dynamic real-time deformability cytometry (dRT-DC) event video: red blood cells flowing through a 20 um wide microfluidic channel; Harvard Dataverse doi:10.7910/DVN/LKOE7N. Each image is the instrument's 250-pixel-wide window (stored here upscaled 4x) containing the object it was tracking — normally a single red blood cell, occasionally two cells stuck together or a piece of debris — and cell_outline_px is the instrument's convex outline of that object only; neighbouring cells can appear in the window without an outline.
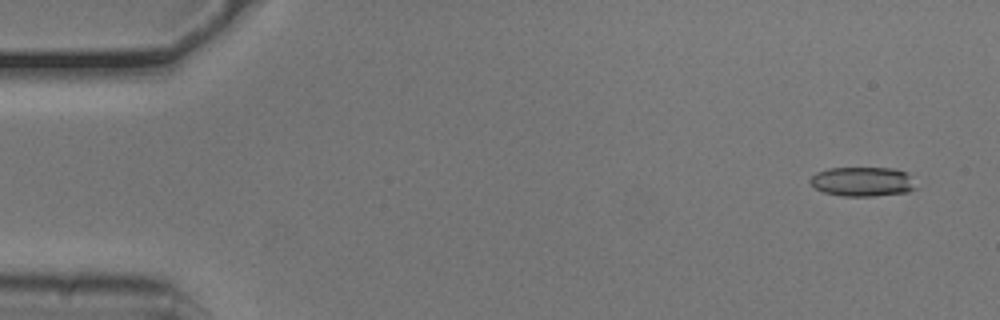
{"species": "common noctule bat (a hibernating species)", "species_latin": "Nyctalus noctula", "temperature_condition": "cold", "stored_images_in_passage": 13, "camera_frame_rate_fps": 3000, "um_per_image_px": 0.085, "animal": {"sex": "male", "body_mass_g": 20.5, "forearm_length_mm": 52.5}, "frame": {"image": 1, "passage_image": 3, "time_ms": 0.667, "image_size_px": [1000, 320], "cell_outline_px": [[916, 188], [908, 192], [876, 196], [840, 196], [824, 192], [816, 188], [808, 180], [816, 172], [828, 168], [892, 168], [908, 172]], "centroid_in_image_um": [73.31, 15.44], "position_along_channel_um": 11.7, "area_um2": 18.21}}